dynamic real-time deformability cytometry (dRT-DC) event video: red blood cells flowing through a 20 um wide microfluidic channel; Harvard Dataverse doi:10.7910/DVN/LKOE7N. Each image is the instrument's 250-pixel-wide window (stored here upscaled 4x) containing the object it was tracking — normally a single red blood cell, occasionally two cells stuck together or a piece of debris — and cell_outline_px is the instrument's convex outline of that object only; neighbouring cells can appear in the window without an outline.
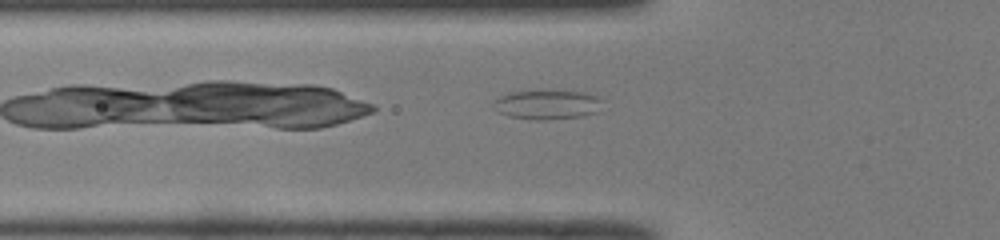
{"species": "common noctule bat (a hibernating species)", "species_latin": "Nyctalus noctula", "temperature_condition": "room temperature", "stored_images_in_passage": 35, "segment_of_instrument_passage": [1, 2], "camera_frame_rate_fps": 3000, "um_per_image_px": 0.085, "animal": {"sex": "male", "body_mass_g": 19.0, "forearm_length_mm": 50.8}, "frame": {"image": 1, "passage_image": 3, "time_ms": 0.667, "image_size_px": [1000, 240], "cell_outline_px": [[600, 100], [596, 112], [584, 116], [544, 120], [536, 120], [508, 116], [500, 112], [492, 104], [492, 100], [500, 96], [512, 92], [584, 92], [596, 96]], "centroid_in_image_um": [46.46, 8.92], "position_along_channel_um": 79.3, "area_um2": 18.03}}
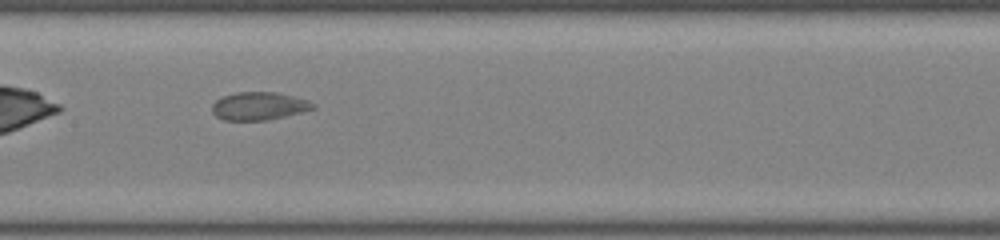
{"frame": {"image": 2, "passage_image": 11, "time_ms": 3.333, "image_size_px": [1000, 240], "cell_outline_px": [[316, 108], [268, 120], [224, 120], [216, 116], [212, 112], [212, 104], [216, 100], [224, 96], [236, 92], [276, 92], [308, 100], [316, 104]], "centroid_in_image_um": [22.01, 9.01], "position_along_channel_um": 185.4, "area_um2": 16.36}}
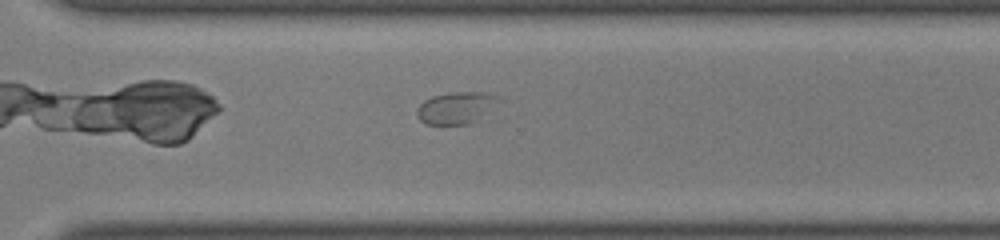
{"frame": {"image": 3, "passage_image": 22, "time_ms": 7.0, "image_size_px": [1000, 240], "cell_outline_px": [[500, 96], [472, 124], [424, 124], [416, 116], [416, 108], [424, 100], [432, 96], [448, 92], [484, 92]], "centroid_in_image_um": [38.64, 9.16], "position_along_channel_um": 332.0, "area_um2": 14.85}}